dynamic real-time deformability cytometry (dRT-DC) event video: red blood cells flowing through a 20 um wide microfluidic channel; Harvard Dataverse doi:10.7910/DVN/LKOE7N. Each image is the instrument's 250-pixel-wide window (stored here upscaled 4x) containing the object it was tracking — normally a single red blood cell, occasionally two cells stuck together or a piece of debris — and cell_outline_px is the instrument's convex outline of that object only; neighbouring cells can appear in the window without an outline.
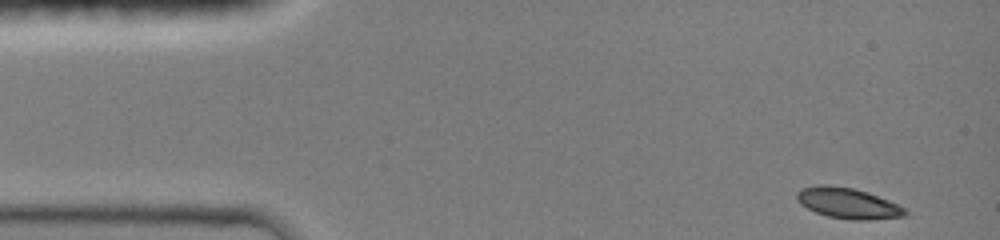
{"species": "common noctule bat (a hibernating species)", "species_latin": "Nyctalus noctula", "temperature_condition": "room temperature", "stored_images_in_passage": 23, "camera_frame_rate_fps": 3000, "um_per_image_px": 0.085, "animal": {"sex": "female", "body_mass_g": 19.0, "forearm_length_mm": 51.5}, "frame": {"image": 1, "passage_image": 1, "time_ms": 0.0, "image_size_px": [1000, 240], "cell_outline_px": [[908, 212], [904, 216], [868, 220], [848, 220], [828, 216], [816, 212], [800, 204], [796, 200], [796, 192], [800, 188], [820, 184], [824, 184], [852, 188], [868, 192], [888, 200], [904, 208]], "centroid_in_image_um": [72.03, 17.27], "position_along_channel_um": 13.0, "area_um2": 19.36}}
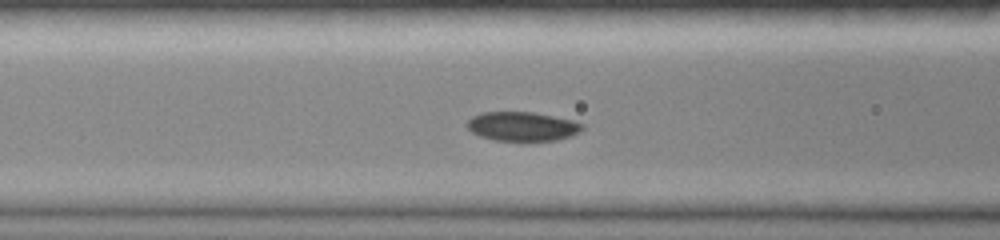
{"frame": {"image": 2, "passage_image": 14, "time_ms": 5.0, "image_size_px": [1000, 240], "cell_outline_px": [[584, 128], [580, 132], [556, 140], [496, 140], [480, 136], [472, 132], [468, 128], [468, 120], [472, 116], [484, 112], [532, 112], [572, 120], [584, 124]], "centroid_in_image_um": [44.4, 10.73], "position_along_channel_um": 122.2, "area_um2": 19.25}}
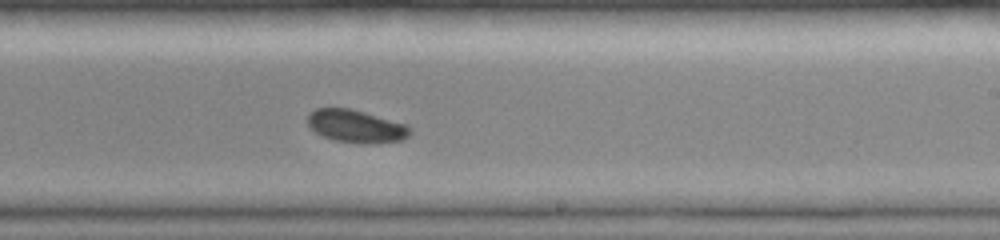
{"frame": {"image": 3, "passage_image": 23, "time_ms": 8.333, "image_size_px": [1000, 240], "cell_outline_px": [[412, 132], [408, 136], [400, 140], [336, 140], [324, 136], [316, 132], [308, 124], [308, 112], [316, 108], [348, 108], [364, 112], [408, 124], [412, 128]], "centroid_in_image_um": [30.24, 10.65], "position_along_channel_um": 258.8, "area_um2": 18.5}}